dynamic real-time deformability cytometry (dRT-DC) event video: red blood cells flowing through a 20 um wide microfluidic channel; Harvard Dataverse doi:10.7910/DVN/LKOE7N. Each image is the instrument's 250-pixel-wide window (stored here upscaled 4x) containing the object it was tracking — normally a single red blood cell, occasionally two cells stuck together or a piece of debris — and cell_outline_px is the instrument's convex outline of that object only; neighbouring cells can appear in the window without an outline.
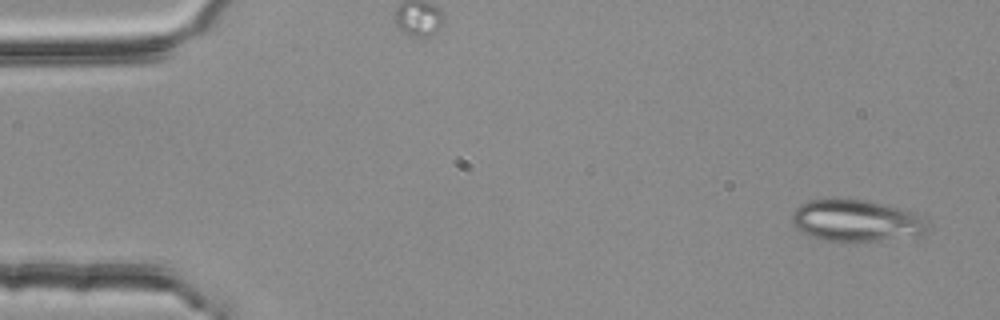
{"species": "common noctule bat (a hibernating species)", "species_latin": "Nyctalus noctula", "temperature_condition": "room temperature", "stored_images_in_passage": 3, "camera_frame_rate_fps": 3000, "um_per_image_px": 0.085, "animal": {"sex": "female", "body_mass_g": 25.1}, "frame": {"image": 1, "passage_image": 1, "time_ms": 0.0, "image_size_px": [1000, 320], "cell_outline_px": [[928, 228], [924, 236], [856, 244], [824, 240], [800, 232], [792, 224], [792, 212], [800, 204], [808, 200], [836, 196], [868, 200], [916, 212], [924, 216], [928, 220]], "centroid_in_image_um": [72.83, 18.76], "position_along_channel_um": 12.2, "area_um2": 35.03}}